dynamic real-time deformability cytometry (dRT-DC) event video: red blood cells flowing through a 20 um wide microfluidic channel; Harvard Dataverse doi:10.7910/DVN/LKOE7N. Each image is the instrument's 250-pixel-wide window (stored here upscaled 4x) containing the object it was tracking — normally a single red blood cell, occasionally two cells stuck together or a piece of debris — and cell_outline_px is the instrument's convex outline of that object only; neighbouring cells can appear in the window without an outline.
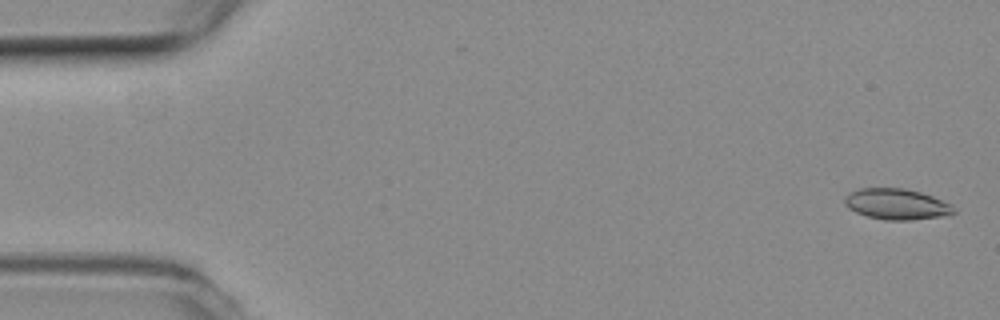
{"species": "common noctule bat (a hibernating species)", "species_latin": "Nyctalus noctula", "temperature_condition": "room temperature", "stored_images_in_passage": 55, "camera_frame_rate_fps": 3000, "um_per_image_px": 0.085, "animal": {"sex": "female", "body_mass_g": 19.3, "forearm_length_mm": 54.1}, "frame": {"image": 1, "passage_image": 2, "time_ms": 0.333, "image_size_px": [1000, 320], "cell_outline_px": [[956, 212], [948, 216], [912, 220], [884, 220], [868, 216], [856, 212], [848, 208], [844, 204], [844, 196], [860, 188], [904, 188], [920, 192], [932, 196], [952, 204], [956, 208]], "centroid_in_image_um": [76.25, 17.36], "position_along_channel_um": 8.7, "area_um2": 19.83}}
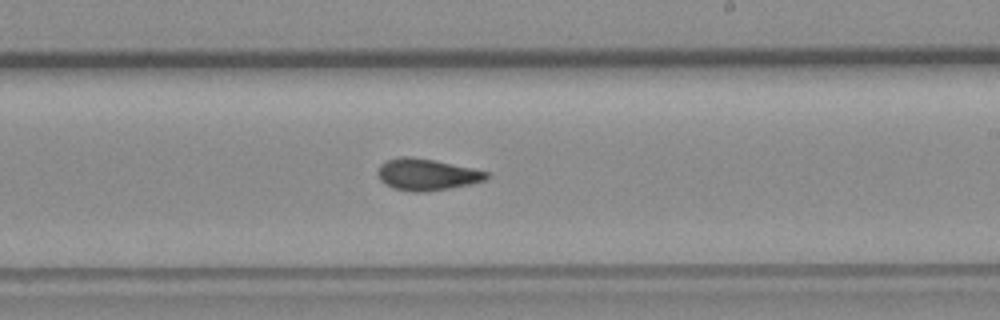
{"frame": {"image": 2, "passage_image": 32, "time_ms": 10.333, "image_size_px": [1000, 320], "cell_outline_px": [[492, 176], [484, 180], [468, 184], [448, 188], [424, 192], [412, 192], [392, 188], [384, 184], [380, 180], [376, 172], [380, 164], [388, 160], [400, 156], [412, 156], [472, 168], [488, 172]], "centroid_in_image_um": [36.23, 14.83], "position_along_channel_um": 252.8, "area_um2": 20.0}}
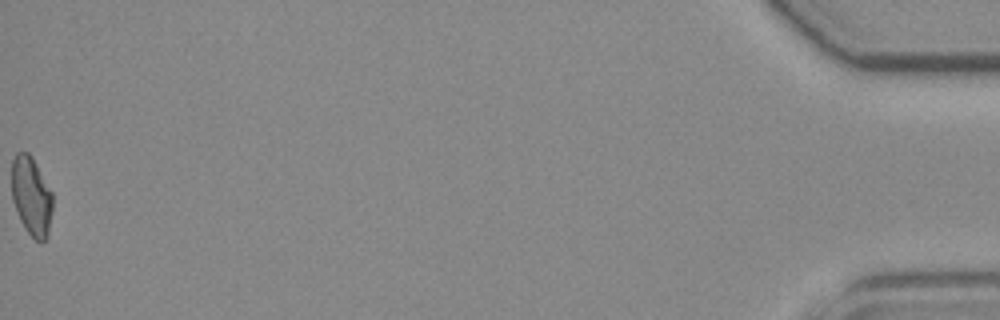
{"frame": {"image": 3, "passage_image": 55, "time_ms": 18.0, "image_size_px": [1000, 320], "cell_outline_px": [[52, 212], [48, 236], [40, 244], [24, 228], [16, 212], [12, 200], [12, 160], [16, 152], [28, 152], [32, 156], [52, 192]], "centroid_in_image_um": [2.66, 16.68], "position_along_channel_um": 432.5, "area_um2": 19.02}, "authors_computed_cell_mechanics": {"area_um2": 19.5364, "velocity_mm_per_s": 3.7743, "shape_relaxation_time_tau1_ms": null, "shape_relaxation_time_tau2_ms": 3.0156, "deformation_change_tau1": null, "deformation_change_tau2": 0.0873}}